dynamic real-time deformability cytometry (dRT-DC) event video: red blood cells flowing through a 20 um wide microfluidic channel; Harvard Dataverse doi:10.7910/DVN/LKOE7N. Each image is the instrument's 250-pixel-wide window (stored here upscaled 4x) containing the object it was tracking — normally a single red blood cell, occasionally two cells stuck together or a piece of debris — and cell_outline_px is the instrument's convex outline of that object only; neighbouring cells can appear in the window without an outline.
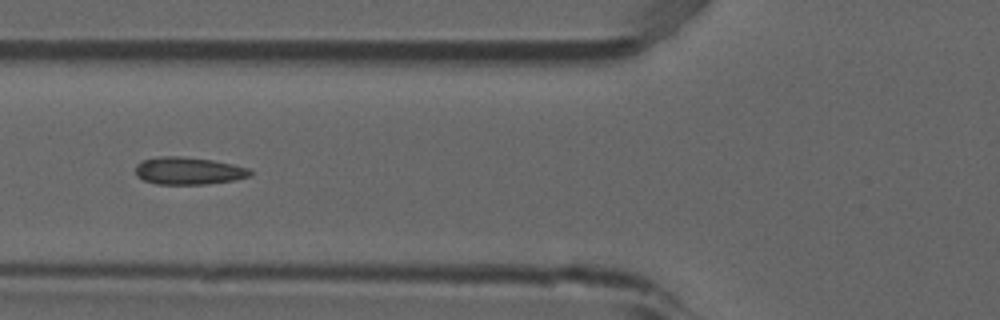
{"species": "common noctule bat (a hibernating species)", "species_latin": "Nyctalus noctula", "temperature_condition": "room temperature", "stored_images_in_passage": 6, "camera_frame_rate_fps": 3000, "um_per_image_px": 0.085, "animal": {"sex": "male", "forearm_length_mm": 52.5}, "frame": {"image": 1, "passage_image": 6, "time_ms": 1.667, "image_size_px": [1000, 320], "cell_outline_px": [[252, 176], [236, 180], [204, 184], [156, 184], [144, 180], [136, 176], [136, 164], [144, 160], [160, 156], [180, 156], [212, 160], [232, 164], [248, 168], [252, 172]], "centroid_in_image_um": [16.03, 14.52], "position_along_channel_um": 109.8, "area_um2": 18.32}}